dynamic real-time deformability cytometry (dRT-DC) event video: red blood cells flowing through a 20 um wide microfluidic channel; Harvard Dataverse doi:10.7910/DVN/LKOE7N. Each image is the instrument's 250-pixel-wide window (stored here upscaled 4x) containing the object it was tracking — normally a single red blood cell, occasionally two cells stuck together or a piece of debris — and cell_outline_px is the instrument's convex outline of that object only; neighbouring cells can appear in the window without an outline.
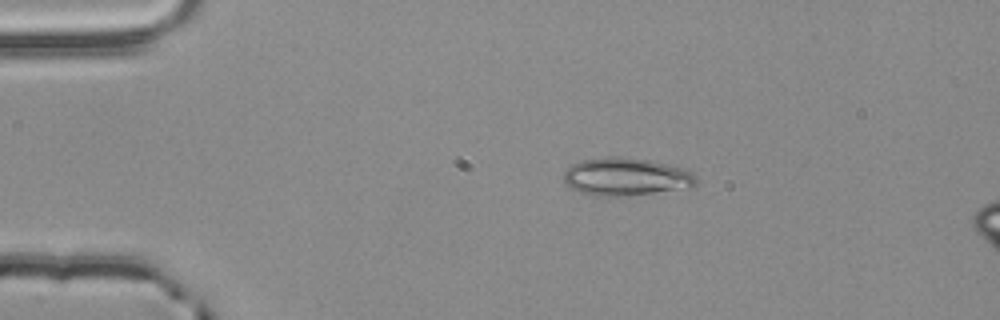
{"species": "common noctule bat (a hibernating species)", "species_latin": "Nyctalus noctula", "temperature_condition": "room temperature", "stored_images_in_passage": 3, "segment_of_instrument_passage": [1, 2], "camera_frame_rate_fps": 3000, "um_per_image_px": 0.085, "animal": {"sex": "male", "body_mass_g": 20.4}, "frame": {"image": 1, "passage_image": 1, "time_ms": 0.0, "image_size_px": [1000, 320], "cell_outline_px": [[696, 184], [692, 188], [616, 196], [592, 196], [580, 192], [572, 188], [564, 180], [564, 172], [572, 164], [580, 160], [612, 156], [620, 156], [652, 160], [688, 168], [696, 176]], "centroid_in_image_um": [53.26, 15.0], "position_along_channel_um": 31.7, "area_um2": 29.48}}